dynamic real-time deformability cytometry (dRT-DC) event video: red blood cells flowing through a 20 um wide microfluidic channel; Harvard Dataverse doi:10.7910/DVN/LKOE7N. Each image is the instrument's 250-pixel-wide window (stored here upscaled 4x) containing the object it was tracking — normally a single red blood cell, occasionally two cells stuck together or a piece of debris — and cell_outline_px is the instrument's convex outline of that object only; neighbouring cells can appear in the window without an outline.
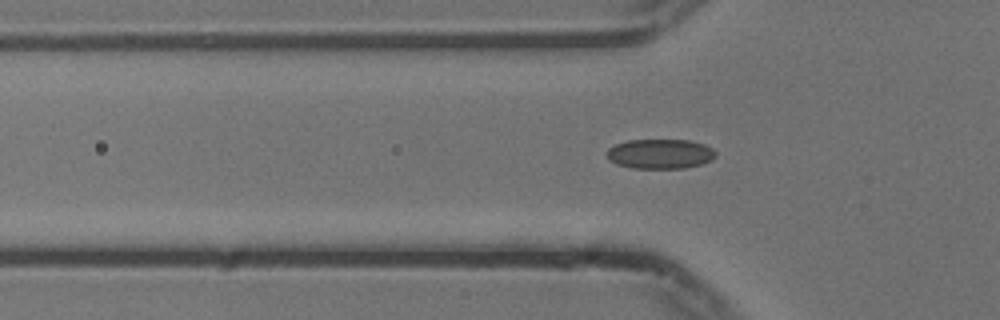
{"species": "common noctule bat (a hibernating species)", "species_latin": "Nyctalus noctula", "temperature_condition": "cold", "stored_images_in_passage": 49, "camera_frame_rate_fps": 3000, "um_per_image_px": 0.085, "animal": {"sex": "male", "body_mass_g": 13.3}, "frame": {"image": 1, "passage_image": 11, "time_ms": 3.333, "image_size_px": [1000, 320], "cell_outline_px": [[716, 156], [712, 160], [704, 164], [684, 168], [632, 168], [616, 164], [608, 160], [608, 148], [616, 144], [628, 140], [688, 140], [704, 144], [712, 148], [716, 152]], "centroid_in_image_um": [56.14, 13.08], "position_along_channel_um": 69.7, "area_um2": 18.96}}
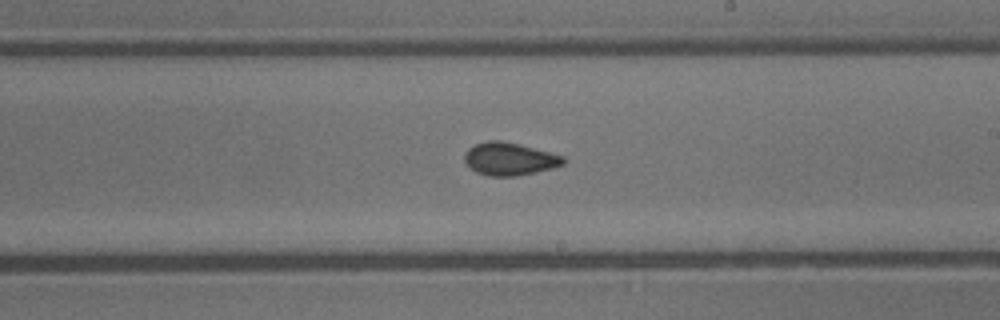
{"frame": {"image": 2, "passage_image": 25, "time_ms": 8.0, "image_size_px": [1000, 320], "cell_outline_px": [[564, 164], [552, 168], [536, 172], [516, 176], [488, 176], [476, 172], [464, 160], [464, 152], [468, 148], [476, 144], [488, 140], [504, 140], [564, 156]], "centroid_in_image_um": [43.29, 13.5], "position_along_channel_um": 245.7, "area_um2": 18.84}}
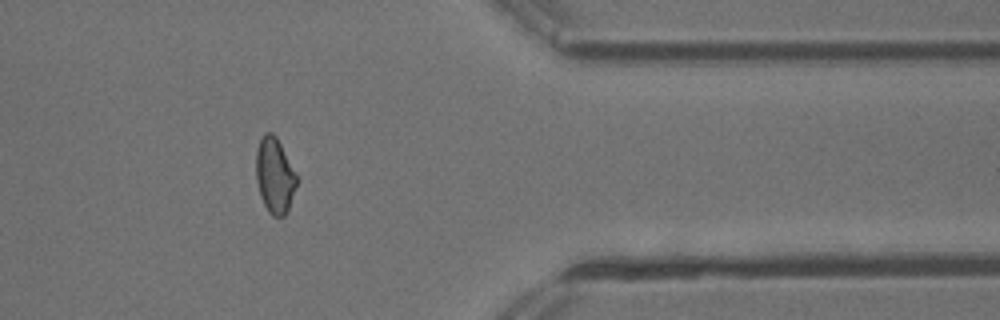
{"frame": {"image": 3, "passage_image": 38, "time_ms": 12.333, "image_size_px": [1000, 320], "cell_outline_px": [[300, 180], [288, 212], [284, 216], [272, 216], [268, 212], [260, 196], [256, 180], [256, 148], [264, 132], [272, 132], [276, 136]], "centroid_in_image_um": [23.37, 14.94], "position_along_channel_um": 388.0, "area_um2": 18.32}, "authors_computed_cell_mechanics": {"area_um2": 18.4382, "velocity_mm_per_s": 3.7512, "shape_relaxation_time_tau1_ms": 5.7589, "shape_relaxation_time_tau2_ms": 2.1504, "deformation_change_tau1": 0.1053, "deformation_change_tau2": 0.0604}}